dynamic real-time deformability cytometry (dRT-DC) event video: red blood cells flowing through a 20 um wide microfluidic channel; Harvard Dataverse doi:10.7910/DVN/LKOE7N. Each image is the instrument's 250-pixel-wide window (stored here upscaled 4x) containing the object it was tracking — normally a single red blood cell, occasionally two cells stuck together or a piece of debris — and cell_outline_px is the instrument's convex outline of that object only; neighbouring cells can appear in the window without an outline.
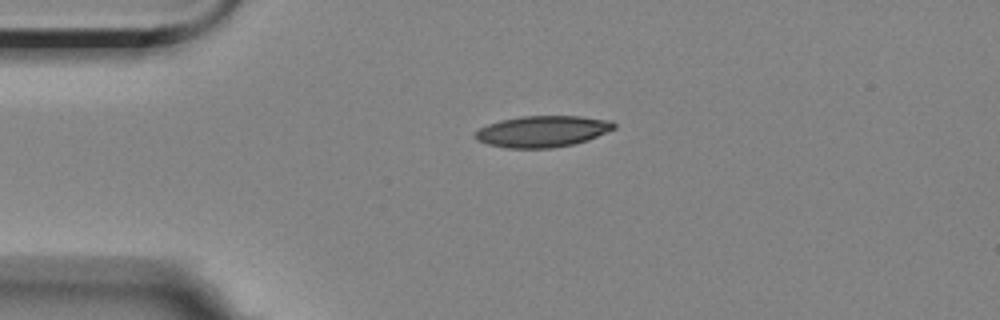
{"species": "Egyptian fruit bat (a non-hibernating species)", "species_latin": "Rousettus aegyptiacus", "temperature_condition": "room temperature", "stored_images_in_passage": 44, "camera_frame_rate_fps": 3000, "um_per_image_px": 0.085, "animal": {"sex": "female"}, "frame": {"image": 1, "passage_image": 1, "time_ms": 0.0, "image_size_px": [1000, 320], "cell_outline_px": [[616, 128], [588, 140], [576, 144], [552, 148], [508, 148], [488, 144], [476, 140], [472, 136], [480, 128], [488, 124], [500, 120], [520, 116], [580, 116], [612, 120], [616, 124]], "centroid_in_image_um": [46.12, 11.16], "position_along_channel_um": 38.9, "area_um2": 25.55}}
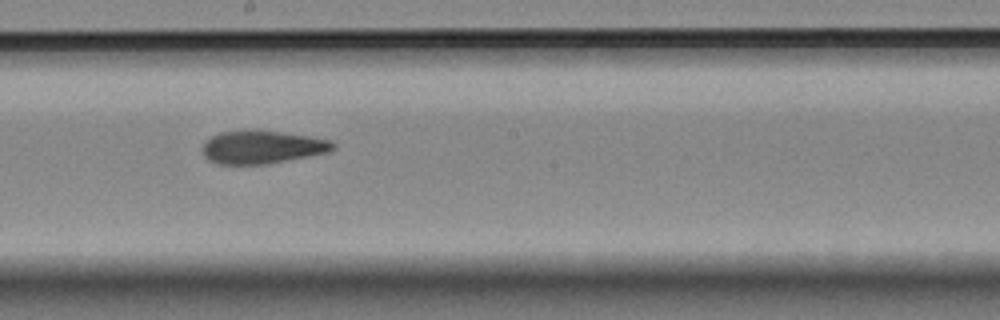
{"frame": {"image": 2, "passage_image": 19, "time_ms": 6.0, "image_size_px": [1000, 320], "cell_outline_px": [[336, 148], [328, 152], [268, 164], [216, 164], [208, 160], [204, 156], [200, 148], [204, 140], [220, 132], [256, 128], [308, 136], [332, 140], [336, 144]], "centroid_in_image_um": [22.23, 12.48], "position_along_channel_um": 226.0, "area_um2": 25.78}}
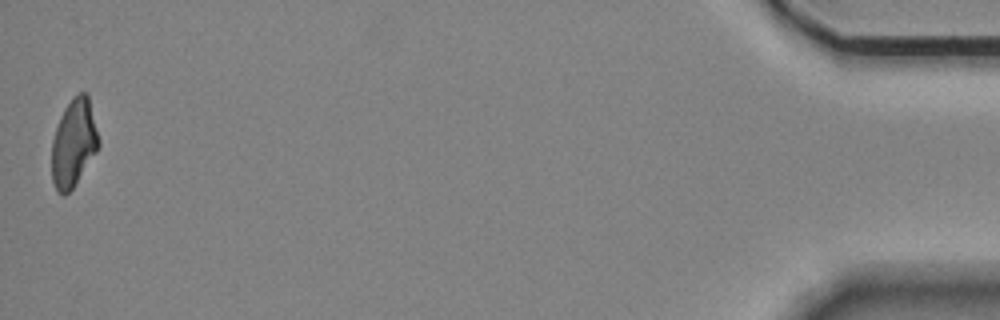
{"frame": {"image": 3, "passage_image": 44, "time_ms": 14.333, "image_size_px": [1000, 320], "cell_outline_px": [[100, 144], [96, 152], [72, 188], [64, 196], [56, 192], [52, 180], [52, 140], [60, 116], [64, 108], [72, 96], [80, 92], [88, 92], [100, 140]], "centroid_in_image_um": [6.27, 12.12], "position_along_channel_um": 428.9, "area_um2": 24.1}, "authors_computed_cell_mechanics": {"area_um2": 25.3453, "velocity_mm_per_s": 3.5418, "shape_relaxation_time_tau1_ms": 7.765, "shape_relaxation_time_tau2_ms": 4.5917, "deformation_change_tau1": 0.1961, "deformation_change_tau2": 0.1375}}